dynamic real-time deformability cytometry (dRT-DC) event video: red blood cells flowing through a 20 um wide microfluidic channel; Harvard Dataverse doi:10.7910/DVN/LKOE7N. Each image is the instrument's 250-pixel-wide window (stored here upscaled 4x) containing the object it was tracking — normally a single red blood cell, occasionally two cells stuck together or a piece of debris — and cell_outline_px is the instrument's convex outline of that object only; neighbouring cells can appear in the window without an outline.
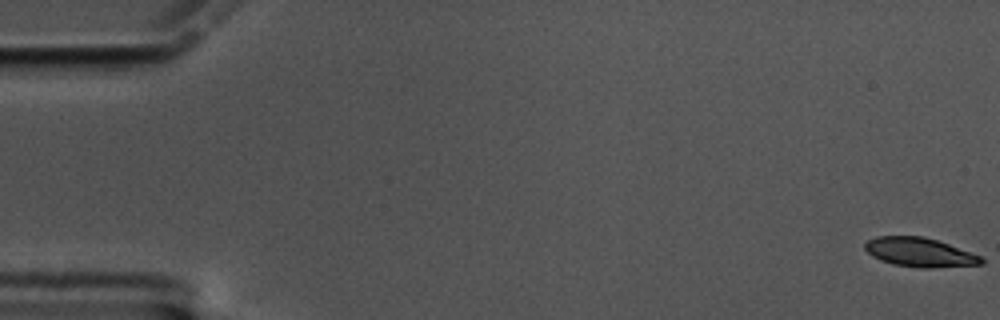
{"species": "common noctule bat (a hibernating species)", "species_latin": "Nyctalus noctula", "temperature_condition": "cold", "stored_images_in_passage": 60, "camera_frame_rate_fps": 3000, "um_per_image_px": 0.085, "animal": {"sex": "male", "body_mass_g": 17.5, "forearm_length_mm": 52.3}, "frame": {"image": 1, "passage_image": 1, "time_ms": 0.0, "image_size_px": [1000, 320], "cell_outline_px": [[984, 264], [932, 268], [920, 268], [892, 264], [880, 260], [872, 256], [864, 248], [864, 244], [868, 240], [876, 236], [924, 236], [948, 244], [980, 256], [984, 260]], "centroid_in_image_um": [78.15, 21.45], "position_along_channel_um": 6.9, "area_um2": 19.71}}
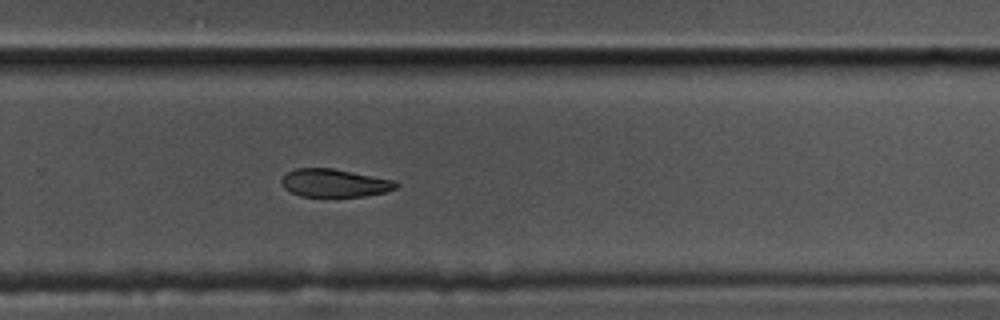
{"frame": {"image": 2, "passage_image": 40, "time_ms": 13.0, "image_size_px": [1000, 320], "cell_outline_px": [[400, 184], [396, 188], [384, 192], [364, 196], [300, 196], [284, 188], [280, 180], [288, 172], [296, 168], [332, 168], [396, 180]], "centroid_in_image_um": [28.45, 15.55], "position_along_channel_um": 301.3, "area_um2": 18.61}}
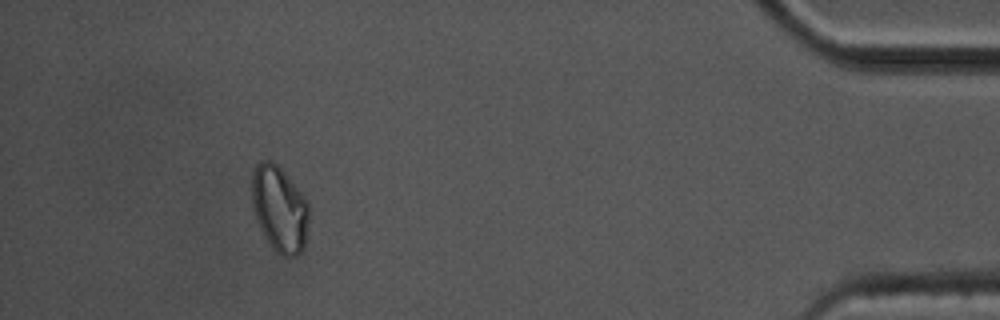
{"frame": {"image": 3, "passage_image": 55, "time_ms": 18.0, "image_size_px": [1000, 320], "cell_outline_px": [[308, 228], [304, 248], [296, 256], [288, 260], [276, 252], [272, 248], [260, 228], [256, 220], [252, 204], [252, 172], [256, 164], [260, 160], [268, 160], [276, 164], [280, 168], [304, 196], [308, 204]], "centroid_in_image_um": [23.75, 17.8], "position_along_channel_um": 411.4, "area_um2": 28.73}}